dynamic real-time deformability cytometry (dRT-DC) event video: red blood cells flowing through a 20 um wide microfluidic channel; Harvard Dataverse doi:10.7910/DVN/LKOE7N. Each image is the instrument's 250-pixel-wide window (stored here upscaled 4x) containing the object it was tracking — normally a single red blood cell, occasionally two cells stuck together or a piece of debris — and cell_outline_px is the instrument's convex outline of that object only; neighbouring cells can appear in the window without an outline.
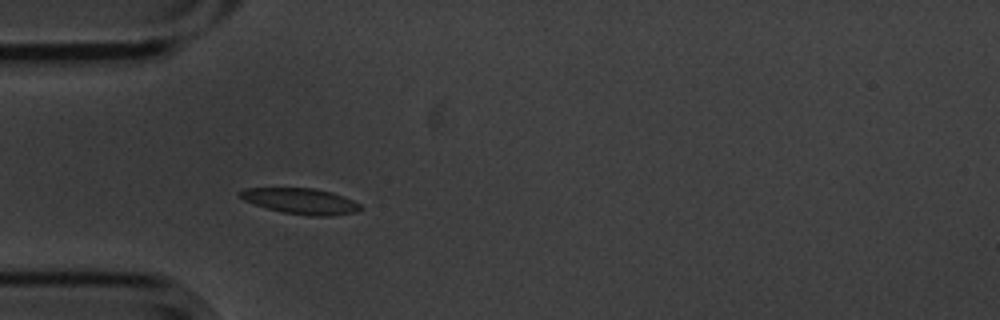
{"species": "common noctule bat (a hibernating species)", "species_latin": "Nyctalus noctula", "temperature_condition": "cold", "stored_images_in_passage": 5, "camera_frame_rate_fps": 3000, "um_per_image_px": 0.085, "animal": {"sex": "male", "body_mass_g": 20.1, "forearm_length_mm": 53.5}, "frame": {"image": 1, "passage_image": 5, "time_ms": 1.333, "image_size_px": [1000, 320], "cell_outline_px": [[364, 208], [352, 212], [332, 216], [308, 216], [284, 212], [268, 208], [244, 200], [236, 196], [236, 192], [244, 188], [312, 188], [332, 192], [352, 200], [360, 204]], "centroid_in_image_um": [25.52, 17.08], "position_along_channel_um": 59.5, "area_um2": 18.03}}